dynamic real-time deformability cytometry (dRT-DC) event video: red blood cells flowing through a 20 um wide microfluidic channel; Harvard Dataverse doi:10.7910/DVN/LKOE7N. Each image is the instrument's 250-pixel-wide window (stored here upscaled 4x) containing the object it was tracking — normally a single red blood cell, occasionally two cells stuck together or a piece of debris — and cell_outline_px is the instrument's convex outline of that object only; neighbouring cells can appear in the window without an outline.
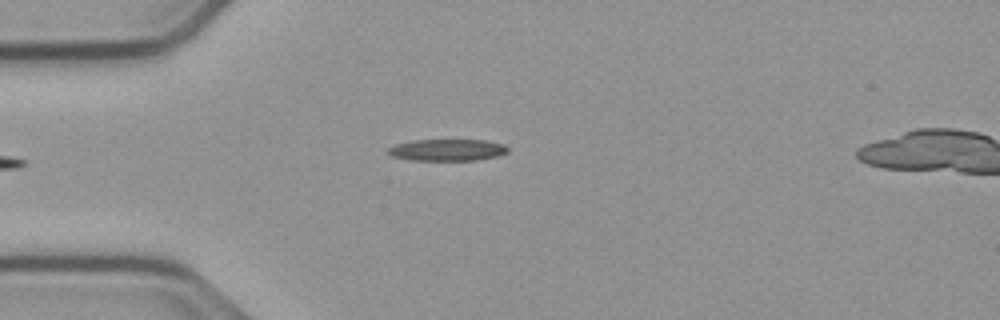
{"species": "common noctule bat (a hibernating species)", "species_latin": "Nyctalus noctula", "temperature_condition": "cold", "stored_images_in_passage": 37, "camera_frame_rate_fps": 3000, "um_per_image_px": 0.085, "animal": {"sex": "male", "body_mass_g": 23.1, "forearm_length_mm": 52.7}, "frame": {"image": 1, "passage_image": 1, "time_ms": 0.0, "image_size_px": [1000, 320], "cell_outline_px": [[508, 152], [496, 156], [476, 160], [408, 160], [392, 156], [384, 152], [388, 148], [396, 144], [412, 140], [484, 140], [504, 144], [508, 148]], "centroid_in_image_um": [37.97, 12.74], "position_along_channel_um": 47.0, "area_um2": 15.2}}
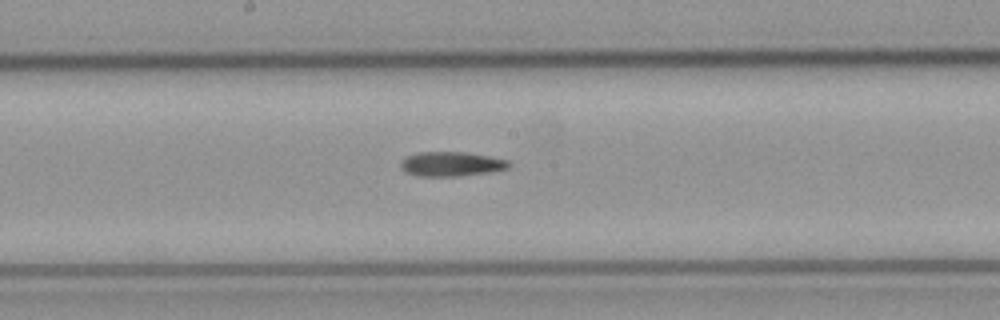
{"frame": {"image": 2, "passage_image": 15, "time_ms": 4.667, "image_size_px": [1000, 320], "cell_outline_px": [[512, 164], [508, 168], [492, 172], [456, 176], [416, 176], [404, 172], [400, 168], [400, 164], [408, 156], [420, 152], [464, 152], [488, 156], [508, 160]], "centroid_in_image_um": [38.37, 13.95], "position_along_channel_um": 209.8, "area_um2": 15.43}}
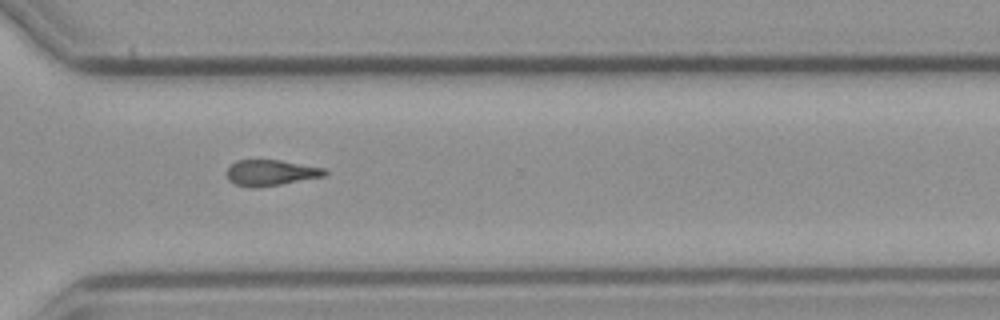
{"frame": {"image": 3, "passage_image": 26, "time_ms": 8.333, "image_size_px": [1000, 320], "cell_outline_px": [[328, 172], [324, 176], [280, 184], [248, 188], [236, 184], [228, 180], [228, 168], [236, 160], [280, 160], [324, 168]], "centroid_in_image_um": [23.01, 14.68], "position_along_channel_um": 347.6, "area_um2": 14.51}}